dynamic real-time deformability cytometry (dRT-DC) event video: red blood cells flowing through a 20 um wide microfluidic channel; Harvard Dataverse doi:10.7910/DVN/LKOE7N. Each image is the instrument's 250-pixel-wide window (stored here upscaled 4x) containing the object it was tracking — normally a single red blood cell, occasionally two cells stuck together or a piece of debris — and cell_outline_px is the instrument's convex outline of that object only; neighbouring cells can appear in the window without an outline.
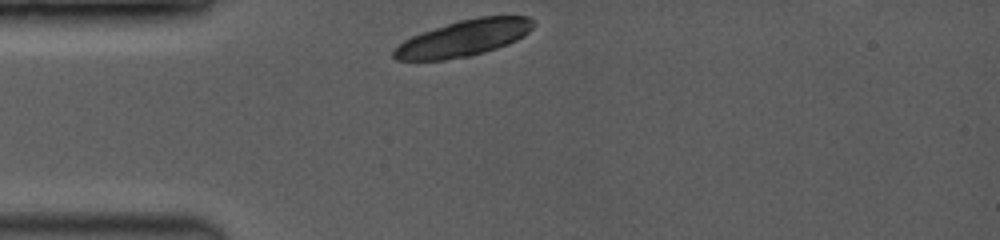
{"species": "common noctule bat (a hibernating species)", "species_latin": "Nyctalus noctula", "temperature_condition": "room temperature", "stored_images_in_passage": 2, "camera_frame_rate_fps": 3500, "um_per_image_px": 0.085, "animal": {"sex": "female", "body_mass_g": 19.0, "forearm_length_mm": 53.3}, "frame": {"image": 1, "passage_image": 1, "time_ms": 0.0, "image_size_px": [1000, 240], "cell_outline_px": [[536, 24], [528, 32], [516, 40], [508, 44], [496, 48], [468, 56], [444, 60], [396, 60], [392, 56], [392, 52], [404, 40], [412, 36], [456, 20], [480, 16], [528, 16], [536, 20]], "centroid_in_image_um": [39.43, 3.23], "position_along_channel_um": 45.6, "area_um2": 29.42}}